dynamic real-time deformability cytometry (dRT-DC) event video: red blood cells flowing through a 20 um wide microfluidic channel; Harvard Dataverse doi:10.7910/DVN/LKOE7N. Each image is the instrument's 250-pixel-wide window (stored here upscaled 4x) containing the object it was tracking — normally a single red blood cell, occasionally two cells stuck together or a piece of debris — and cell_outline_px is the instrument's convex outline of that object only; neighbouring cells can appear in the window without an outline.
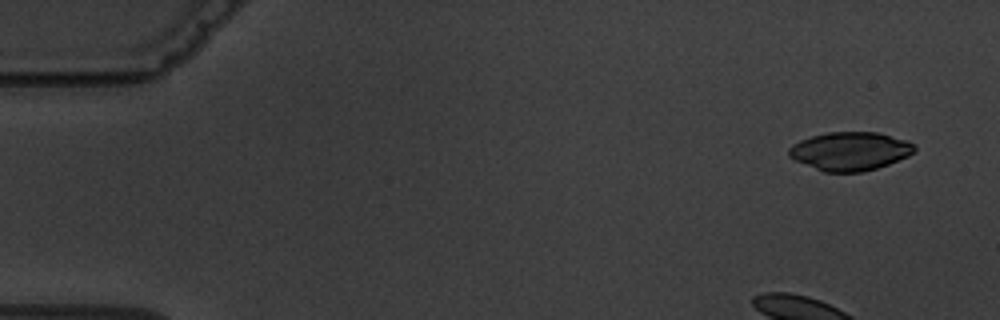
{"species": "common noctule bat (a hibernating species)", "species_latin": "Nyctalus noctula", "temperature_condition": "warm", "stored_images_in_passage": 14, "camera_frame_rate_fps": 3000, "um_per_image_px": 0.085, "animal": {"sex": "male", "body_mass_g": 19.5, "forearm_length_mm": 54.6}, "frame": {"image": 1, "passage_image": 1, "time_ms": 0.0, "image_size_px": [1000, 320], "cell_outline_px": [[916, 152], [908, 156], [888, 164], [876, 168], [860, 172], [824, 172], [796, 160], [788, 156], [788, 148], [792, 144], [800, 140], [812, 136], [828, 132], [876, 132], [908, 140], [916, 148]], "centroid_in_image_um": [72.26, 12.84], "position_along_channel_um": 12.7, "area_um2": 28.09}}
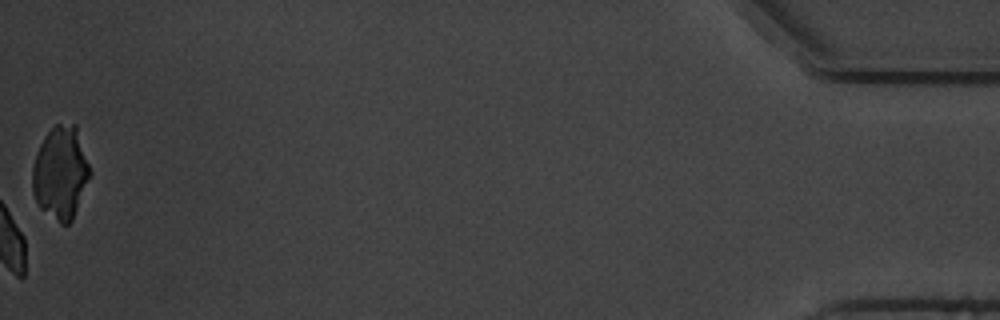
{"frame": {"image": 2, "passage_image": 14, "time_ms": 17.667, "image_size_px": [1000, 320], "cell_outline_px": [[92, 176], [72, 220], [68, 224], [60, 224], [40, 208], [36, 204], [32, 192], [32, 168], [36, 152], [44, 136], [56, 124], [76, 124], [92, 172]], "centroid_in_image_um": [5.16, 14.7], "position_along_channel_um": 430.0, "area_um2": 31.62}}